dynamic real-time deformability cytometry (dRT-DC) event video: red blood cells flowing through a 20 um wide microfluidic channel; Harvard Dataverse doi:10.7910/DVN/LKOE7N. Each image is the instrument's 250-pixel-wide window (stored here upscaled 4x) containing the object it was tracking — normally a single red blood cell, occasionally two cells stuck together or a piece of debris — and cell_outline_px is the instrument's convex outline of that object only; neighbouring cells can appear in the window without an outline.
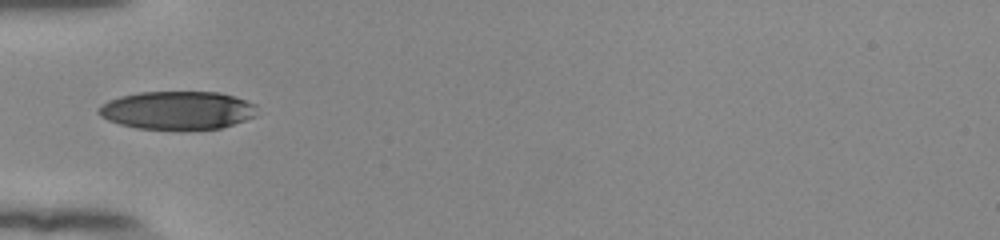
{"species": "human", "species_latin": "Homo sapiens", "temperature_condition": "room temperature", "stored_images_in_passage": 13, "camera_frame_rate_fps": 3000, "um_per_image_px": 0.085, "donor": {"sex": "female"}, "frame": {"image": 1, "passage_image": 1, "time_ms": 0.0, "image_size_px": [1000, 240], "cell_outline_px": [[256, 116], [220, 128], [136, 128], [120, 124], [108, 120], [100, 116], [96, 112], [108, 100], [120, 96], [140, 92], [220, 92], [236, 96], [256, 104]], "centroid_in_image_um": [15.09, 9.35], "position_along_channel_um": 69.9, "area_um2": 34.91}}
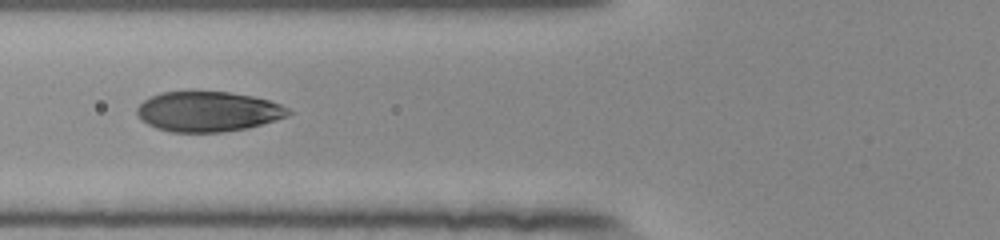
{"frame": {"image": 2, "passage_image": 4, "time_ms": 1.0, "image_size_px": [1000, 240], "cell_outline_px": [[292, 112], [288, 116], [276, 120], [248, 128], [224, 132], [172, 132], [156, 128], [148, 124], [136, 112], [136, 108], [144, 100], [160, 92], [228, 92], [252, 96], [268, 100], [280, 104], [288, 108]], "centroid_in_image_um": [17.71, 9.49], "position_along_channel_um": 108.1, "area_um2": 35.2}}
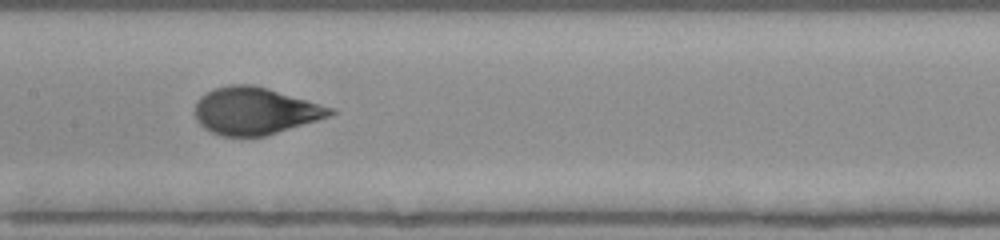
{"frame": {"image": 3, "passage_image": 10, "time_ms": 3.0, "image_size_px": [1000, 240], "cell_outline_px": [[336, 112], [328, 116], [316, 120], [264, 136], [220, 136], [204, 128], [196, 120], [196, 100], [200, 96], [212, 88], [228, 84], [252, 84], [268, 88], [336, 108]], "centroid_in_image_um": [21.65, 9.41], "position_along_channel_um": 185.7, "area_um2": 37.17}}